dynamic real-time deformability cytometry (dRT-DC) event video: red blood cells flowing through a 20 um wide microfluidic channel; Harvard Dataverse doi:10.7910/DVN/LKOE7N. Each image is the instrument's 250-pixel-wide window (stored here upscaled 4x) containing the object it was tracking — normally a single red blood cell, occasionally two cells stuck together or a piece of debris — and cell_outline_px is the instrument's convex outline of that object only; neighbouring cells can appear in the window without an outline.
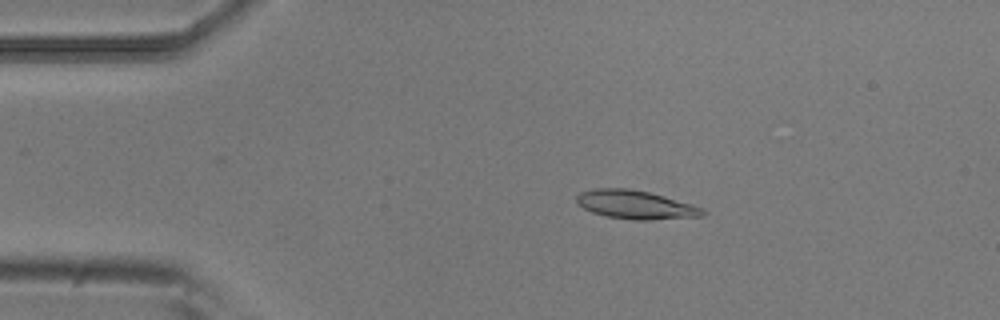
{"species": "common noctule bat (a hibernating species)", "species_latin": "Nyctalus noctula", "temperature_condition": "room temperature", "stored_images_in_passage": 6, "camera_frame_rate_fps": 3000, "um_per_image_px": 0.085, "animal": {"sex": "male", "body_mass_g": 20.5, "forearm_length_mm": 52.5}, "frame": {"image": 1, "passage_image": 3, "time_ms": 0.667, "image_size_px": [1000, 320], "cell_outline_px": [[708, 212], [704, 216], [648, 220], [632, 220], [608, 216], [592, 212], [576, 204], [576, 196], [580, 192], [596, 188], [628, 188], [648, 192], [664, 196], [692, 204], [704, 208]], "centroid_in_image_um": [54.04, 17.4], "position_along_channel_um": 31.0, "area_um2": 21.1}}
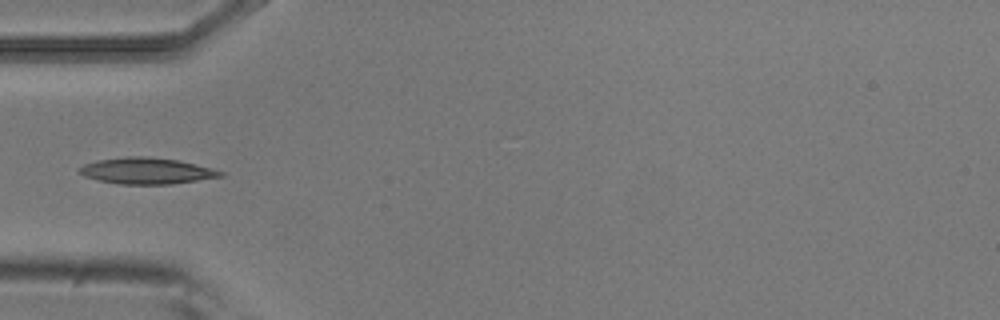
{"frame": {"image": 2, "passage_image": 5, "time_ms": 1.333, "image_size_px": [1000, 320], "cell_outline_px": [[224, 176], [172, 184], [120, 184], [100, 180], [84, 176], [76, 168], [84, 164], [100, 160], [128, 156], [144, 156], [180, 160], [212, 168], [224, 172]], "centroid_in_image_um": [12.48, 14.52], "position_along_channel_um": 72.5, "area_um2": 21.5}}
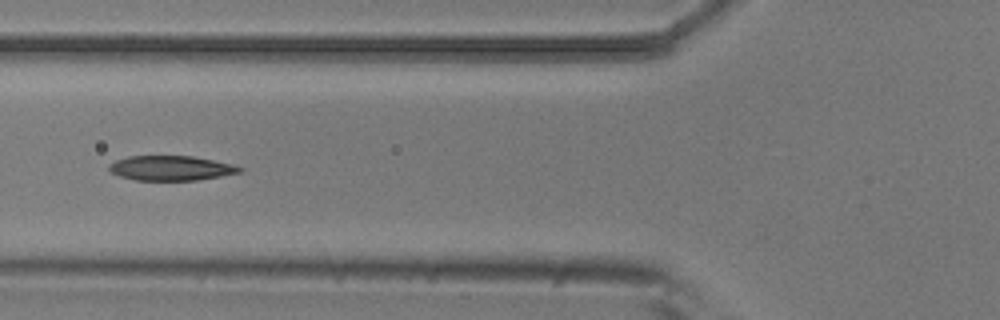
{"frame": {"image": 3, "passage_image": 6, "time_ms": 1.667, "image_size_px": [1000, 320], "cell_outline_px": [[244, 172], [196, 180], [136, 180], [120, 176], [112, 172], [108, 168], [108, 164], [116, 160], [128, 156], [192, 156], [232, 164], [244, 168]], "centroid_in_image_um": [14.55, 14.29], "position_along_channel_um": 111.3, "area_um2": 18.79}}